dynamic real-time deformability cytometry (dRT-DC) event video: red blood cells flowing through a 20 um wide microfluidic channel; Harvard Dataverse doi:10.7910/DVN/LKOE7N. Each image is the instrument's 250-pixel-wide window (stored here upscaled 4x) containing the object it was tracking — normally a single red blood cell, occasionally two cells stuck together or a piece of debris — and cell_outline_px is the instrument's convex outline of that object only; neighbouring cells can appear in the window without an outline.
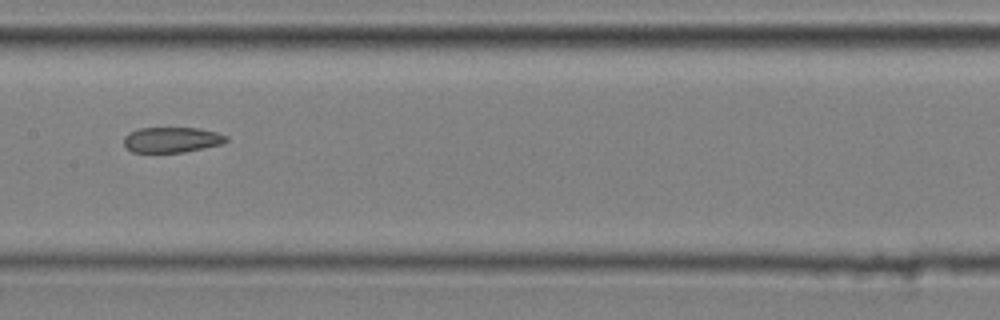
{"species": "common noctule bat (a hibernating species)", "species_latin": "Nyctalus noctula", "temperature_condition": "cold", "stored_images_in_passage": 10, "camera_frame_rate_fps": 3000, "um_per_image_px": 0.085, "animal": {"sex": "male", "body_mass_g": 20.4}, "frame": {"image": 1, "passage_image": 4, "time_ms": 1.0, "image_size_px": [1000, 320], "cell_outline_px": [[228, 140], [224, 144], [184, 152], [132, 152], [124, 144], [124, 136], [128, 132], [140, 128], [200, 128], [216, 132], [228, 136]], "centroid_in_image_um": [14.63, 11.88], "position_along_channel_um": 192.8, "area_um2": 15.26}}
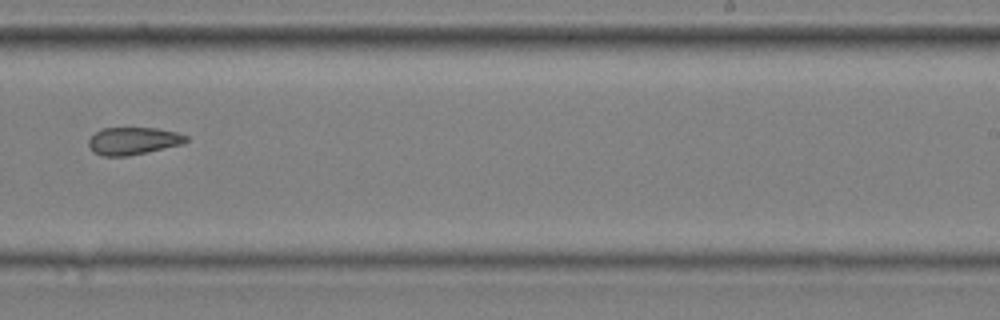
{"frame": {"image": 2, "passage_image": 6, "time_ms": 1.667, "image_size_px": [1000, 320], "cell_outline_px": [[188, 140], [180, 144], [128, 156], [104, 156], [92, 152], [88, 144], [88, 140], [100, 128], [156, 128], [176, 132], [188, 136]], "centroid_in_image_um": [11.27, 11.97], "position_along_channel_um": 277.7, "area_um2": 15.43}}
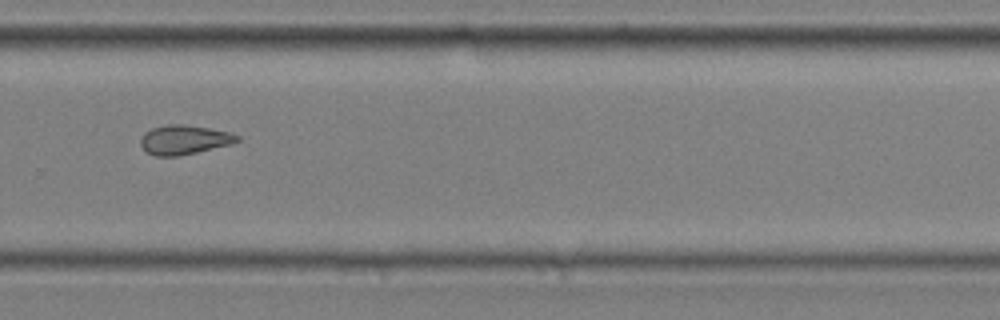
{"frame": {"image": 3, "passage_image": 7, "time_ms": 2.0, "image_size_px": [1000, 320], "cell_outline_px": [[240, 140], [232, 144], [180, 156], [156, 156], [148, 152], [140, 144], [140, 136], [144, 132], [152, 128], [168, 124], [184, 124], [208, 128], [228, 132], [240, 136]], "centroid_in_image_um": [15.65, 11.88], "position_along_channel_um": 314.2, "area_um2": 16.53}}